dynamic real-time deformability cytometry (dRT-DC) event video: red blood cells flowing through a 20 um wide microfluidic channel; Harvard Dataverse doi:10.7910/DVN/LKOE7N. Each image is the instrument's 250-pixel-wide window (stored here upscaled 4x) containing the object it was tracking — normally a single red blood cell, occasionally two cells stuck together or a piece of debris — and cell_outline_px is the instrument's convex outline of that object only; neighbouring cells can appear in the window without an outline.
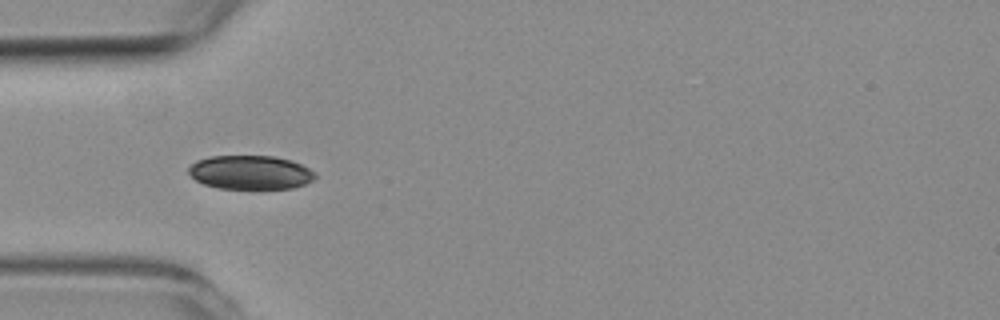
{"species": "common noctule bat (a hibernating species)", "species_latin": "Nyctalus noctula", "temperature_condition": "room temperature", "stored_images_in_passage": 7, "camera_frame_rate_fps": 3000, "um_per_image_px": 0.085, "animal": {"sex": "female", "body_mass_g": 19.3, "forearm_length_mm": 54.1}, "frame": {"image": 1, "passage_image": 2, "time_ms": 1.0, "image_size_px": [1000, 320], "cell_outline_px": [[316, 176], [312, 180], [304, 184], [292, 188], [220, 188], [204, 184], [196, 180], [188, 172], [188, 168], [196, 160], [212, 156], [276, 156], [292, 160], [316, 172]], "centroid_in_image_um": [21.29, 14.64], "position_along_channel_um": 63.7, "area_um2": 24.85}}
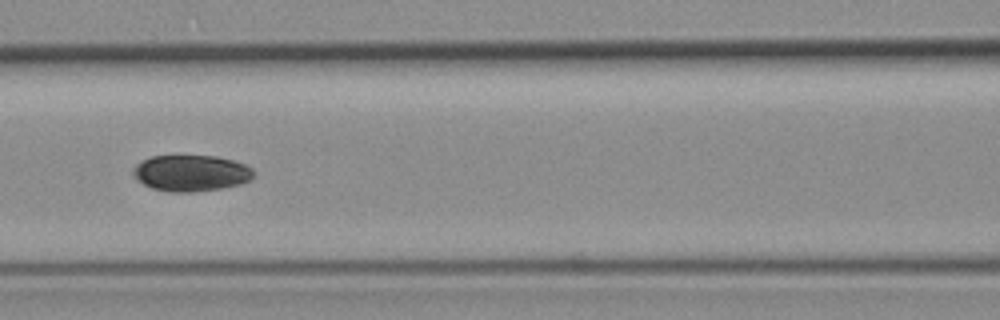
{"frame": {"image": 2, "passage_image": 4, "time_ms": 3.333, "image_size_px": [1000, 320], "cell_outline_px": [[256, 172], [248, 180], [240, 184], [220, 188], [192, 192], [168, 192], [152, 188], [144, 184], [132, 176], [132, 168], [140, 160], [152, 156], [216, 156], [232, 160], [244, 164], [252, 168]], "centroid_in_image_um": [16.19, 14.71], "position_along_channel_um": 150.4, "area_um2": 25.49}}
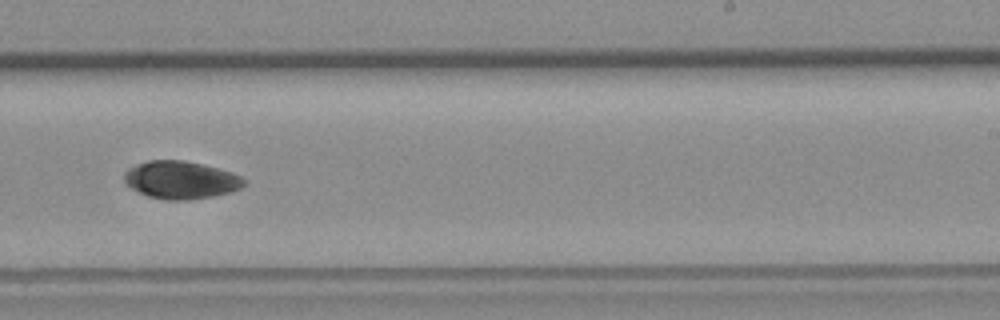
{"frame": {"image": 3, "passage_image": 7, "time_ms": 6.667, "image_size_px": [1000, 320], "cell_outline_px": [[248, 184], [240, 188], [228, 192], [212, 196], [184, 200], [168, 200], [148, 196], [132, 188], [124, 180], [124, 172], [128, 168], [136, 164], [148, 160], [184, 160], [232, 172], [248, 180]], "centroid_in_image_um": [15.38, 15.28], "position_along_channel_um": 273.6, "area_um2": 26.18}}